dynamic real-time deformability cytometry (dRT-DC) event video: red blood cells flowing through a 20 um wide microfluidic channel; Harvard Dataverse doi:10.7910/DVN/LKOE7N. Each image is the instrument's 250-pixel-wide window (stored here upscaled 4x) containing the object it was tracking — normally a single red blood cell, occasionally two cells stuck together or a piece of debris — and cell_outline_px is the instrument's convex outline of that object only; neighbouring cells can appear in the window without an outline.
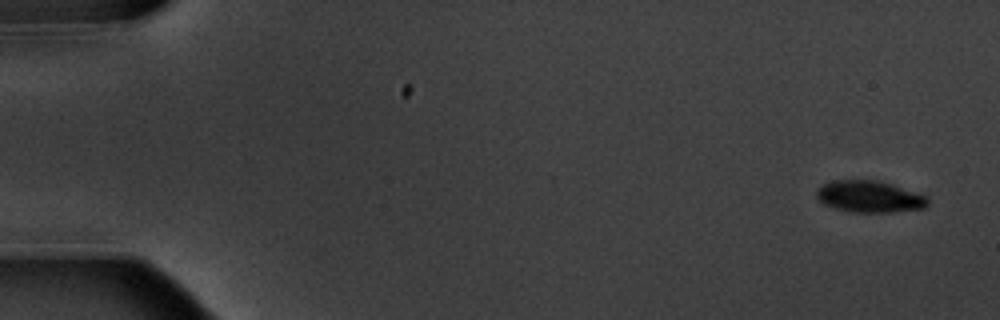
{"species": "common noctule bat (a hibernating species)", "species_latin": "Nyctalus noctula", "temperature_condition": "warm", "stored_images_in_passage": 13, "camera_frame_rate_fps": 3000, "um_per_image_px": 0.085, "animal": {"sex": "male", "body_mass_g": 20.1, "forearm_length_mm": 53.5}, "frame": {"image": 1, "passage_image": 1, "time_ms": 0.0, "image_size_px": [1000, 320], "cell_outline_px": [[928, 204], [924, 208], [892, 212], [848, 212], [824, 204], [816, 196], [816, 192], [824, 184], [832, 180], [876, 180], [892, 184], [924, 196], [928, 200]], "centroid_in_image_um": [73.88, 16.72], "position_along_channel_um": 11.1, "area_um2": 20.23}}
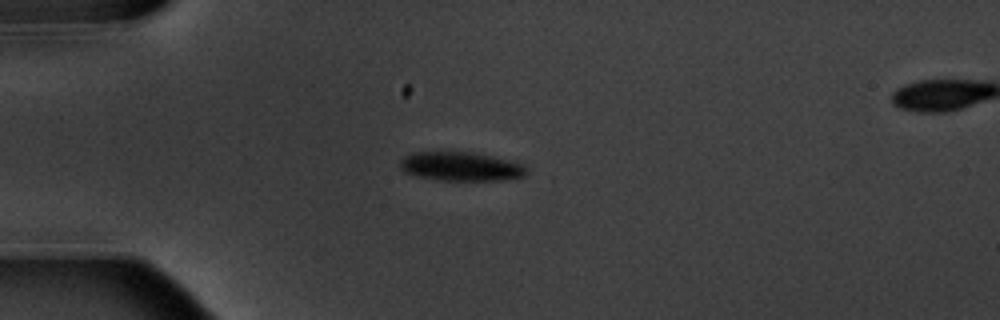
{"frame": {"image": 2, "passage_image": 4, "time_ms": 4.333, "image_size_px": [1000, 320], "cell_outline_px": [[528, 172], [524, 176], [504, 180], [436, 180], [416, 176], [404, 172], [400, 168], [400, 160], [404, 156], [412, 152], [472, 152], [492, 156], [524, 164], [528, 168]], "centroid_in_image_um": [39.17, 14.15], "position_along_channel_um": 45.8, "area_um2": 21.5}}
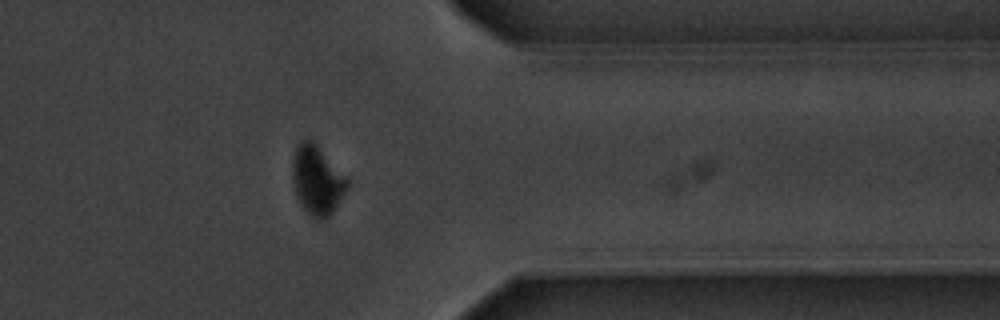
{"frame": {"image": 3, "passage_image": 13, "time_ms": 14.667, "image_size_px": [1000, 320], "cell_outline_px": [[352, 180], [348, 188], [332, 212], [324, 220], [316, 220], [300, 204], [296, 196], [292, 180], [292, 160], [296, 148], [300, 140], [312, 140]], "centroid_in_image_um": [26.98, 15.31], "position_along_channel_um": 384.4, "area_um2": 22.37}, "authors_computed_cell_mechanics": {"area_um2": 23.409, "velocity_mm_per_s": 3.5814, "shape_relaxation_time_tau1_ms": 2.3273, "shape_relaxation_time_tau2_ms": null, "deformation_change_tau1": 0.1045, "deformation_change_tau2": null}}